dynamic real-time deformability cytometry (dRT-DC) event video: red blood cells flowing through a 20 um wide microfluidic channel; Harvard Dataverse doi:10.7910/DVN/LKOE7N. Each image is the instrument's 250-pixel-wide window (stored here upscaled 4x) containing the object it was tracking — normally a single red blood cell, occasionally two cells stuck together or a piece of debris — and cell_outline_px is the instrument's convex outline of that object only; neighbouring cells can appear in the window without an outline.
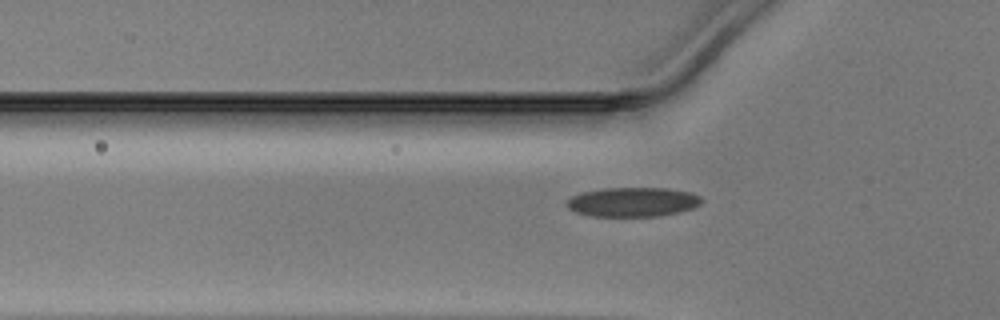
{"species": "Egyptian fruit bat (a non-hibernating species)", "species_latin": "Rousettus aegyptiacus", "temperature_condition": "warm", "stored_images_in_passage": 38, "camera_frame_rate_fps": 3000, "um_per_image_px": 0.085, "animal": {"sex": "male"}, "frame": {"image": 1, "passage_image": 5, "time_ms": 1.333, "image_size_px": [1000, 320], "cell_outline_px": [[704, 200], [700, 204], [692, 208], [680, 212], [660, 216], [592, 216], [576, 212], [568, 208], [568, 200], [572, 196], [580, 192], [604, 188], [668, 188], [692, 192], [700, 196]], "centroid_in_image_um": [53.83, 17.16], "position_along_channel_um": 72.0, "area_um2": 23.18}}
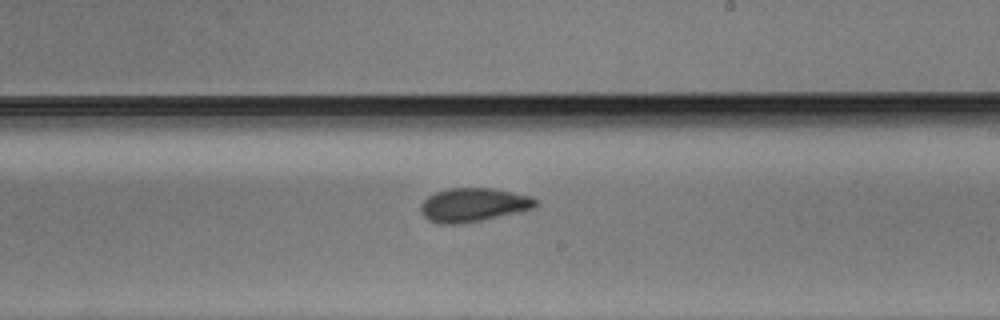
{"frame": {"image": 2, "passage_image": 18, "time_ms": 5.667, "image_size_px": [1000, 320], "cell_outline_px": [[536, 208], [520, 212], [460, 224], [440, 224], [428, 220], [420, 212], [420, 204], [428, 196], [436, 192], [448, 188], [492, 188], [532, 196], [536, 200]], "centroid_in_image_um": [40.22, 17.41], "position_along_channel_um": 248.8, "area_um2": 22.66}}
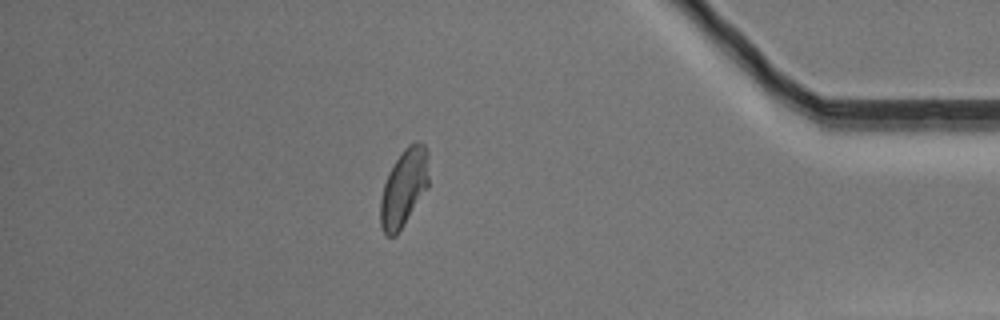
{"frame": {"image": 3, "passage_image": 32, "time_ms": 10.333, "image_size_px": [1000, 320], "cell_outline_px": [[428, 188], [396, 236], [388, 236], [384, 232], [380, 224], [380, 200], [384, 184], [388, 172], [404, 148], [408, 144], [416, 140], [420, 140], [428, 148]], "centroid_in_image_um": [34.35, 15.91], "position_along_channel_um": 400.9, "area_um2": 22.02}}